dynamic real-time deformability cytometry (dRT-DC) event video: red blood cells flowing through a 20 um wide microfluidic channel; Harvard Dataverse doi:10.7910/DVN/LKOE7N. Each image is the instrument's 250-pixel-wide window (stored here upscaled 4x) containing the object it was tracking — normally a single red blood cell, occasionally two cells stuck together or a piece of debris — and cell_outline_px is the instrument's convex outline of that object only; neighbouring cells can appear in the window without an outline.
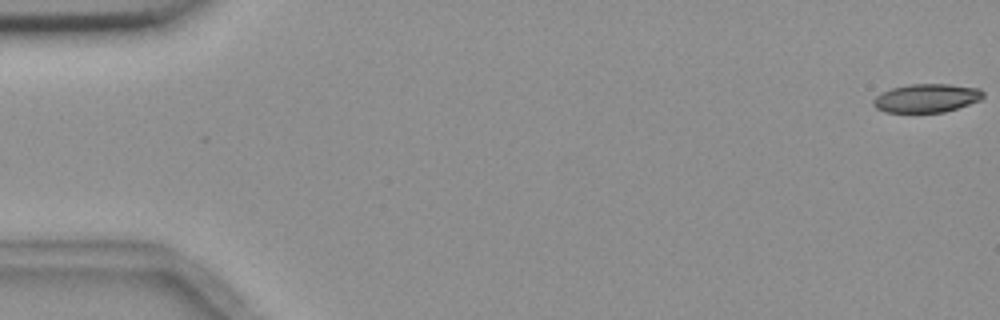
{"species": "common noctule bat (a hibernating species)", "species_latin": "Nyctalus noctula", "temperature_condition": "room temperature", "stored_images_in_passage": 6, "camera_frame_rate_fps": 3000, "um_per_image_px": 0.085, "animal": {"sex": "female", "body_mass_g": 18.4}, "frame": {"image": 1, "passage_image": 1, "time_ms": 0.0, "image_size_px": [1000, 320], "cell_outline_px": [[984, 96], [980, 100], [944, 112], [884, 112], [876, 108], [872, 104], [872, 100], [876, 96], [892, 88], [908, 84], [948, 84], [980, 88], [984, 92]], "centroid_in_image_um": [78.75, 8.33], "position_along_channel_um": 6.2, "area_um2": 18.21}}
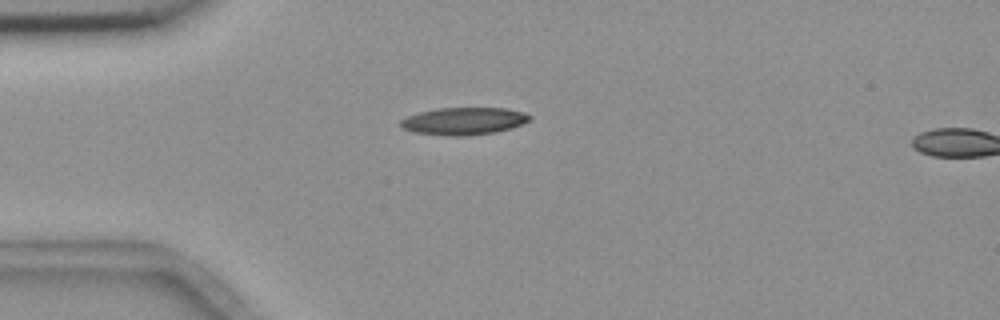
{"frame": {"image": 2, "passage_image": 5, "time_ms": 4.667, "image_size_px": [1000, 320], "cell_outline_px": [[532, 116], [528, 120], [520, 124], [496, 132], [464, 136], [448, 136], [412, 132], [404, 128], [400, 124], [400, 120], [408, 116], [420, 112], [436, 108], [504, 108], [524, 112]], "centroid_in_image_um": [39.39, 10.29], "position_along_channel_um": 45.6, "area_um2": 20.4}}